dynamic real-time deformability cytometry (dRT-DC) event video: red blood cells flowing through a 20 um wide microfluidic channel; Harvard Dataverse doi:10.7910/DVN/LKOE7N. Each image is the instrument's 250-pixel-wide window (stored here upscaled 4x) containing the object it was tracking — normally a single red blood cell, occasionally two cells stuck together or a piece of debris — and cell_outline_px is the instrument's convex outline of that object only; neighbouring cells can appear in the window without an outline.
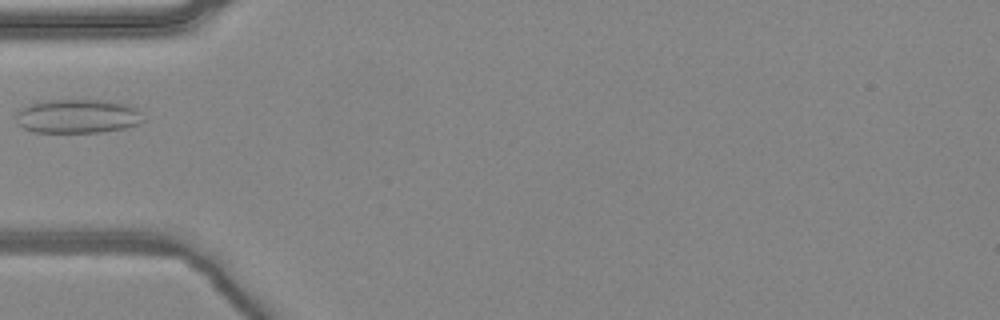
{"species": "common noctule bat (a hibernating species)", "species_latin": "Nyctalus noctula", "temperature_condition": "warm", "stored_images_in_passage": 5, "camera_frame_rate_fps": 3000, "um_per_image_px": 0.085, "animal": {"sex": "female", "body_mass_g": 24.6, "forearm_length_mm": 56.2}, "frame": {"image": 1, "passage_image": 5, "time_ms": 1.333, "image_size_px": [1000, 320], "cell_outline_px": [[144, 120], [140, 124], [124, 128], [100, 132], [32, 132], [24, 128], [16, 120], [16, 112], [28, 104], [40, 100], [108, 100], [124, 104], [136, 108], [140, 112]], "centroid_in_image_um": [6.58, 9.87], "position_along_channel_um": 78.4, "area_um2": 25.32}}